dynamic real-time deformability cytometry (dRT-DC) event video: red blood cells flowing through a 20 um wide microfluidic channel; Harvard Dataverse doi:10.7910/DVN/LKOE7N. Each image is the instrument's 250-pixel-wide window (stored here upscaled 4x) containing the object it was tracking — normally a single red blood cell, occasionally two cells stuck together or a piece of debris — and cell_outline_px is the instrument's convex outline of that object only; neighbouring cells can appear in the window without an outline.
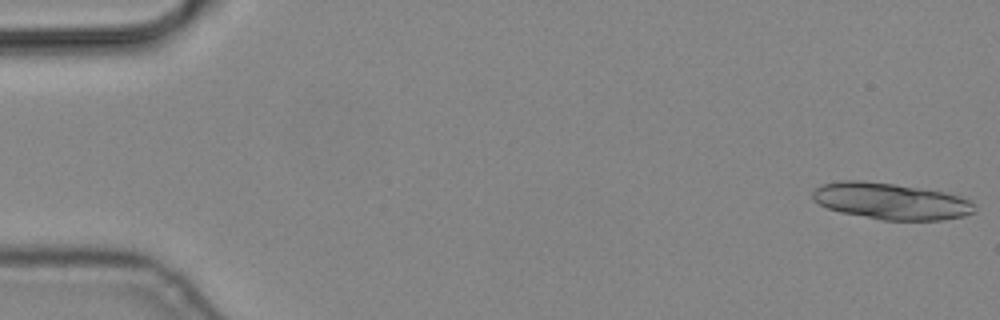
{"species": "common noctule bat (a hibernating species)", "species_latin": "Nyctalus noctula", "temperature_condition": "cold", "stored_images_in_passage": 6, "camera_frame_rate_fps": 3000, "um_per_image_px": 0.085, "animal": {"sex": "male", "body_mass_g": 19.2, "forearm_length_mm": 51.8}, "frame": {"image": 1, "passage_image": 1, "time_ms": 0.0, "image_size_px": [1000, 320], "cell_outline_px": [[976, 212], [964, 216], [940, 220], [884, 220], [840, 212], [828, 208], [812, 200], [812, 192], [816, 188], [824, 184], [840, 180], [860, 180], [896, 184], [944, 192], [960, 196], [968, 200], [976, 208]], "centroid_in_image_um": [75.72, 17.1], "position_along_channel_um": 9.3, "area_um2": 34.33}}